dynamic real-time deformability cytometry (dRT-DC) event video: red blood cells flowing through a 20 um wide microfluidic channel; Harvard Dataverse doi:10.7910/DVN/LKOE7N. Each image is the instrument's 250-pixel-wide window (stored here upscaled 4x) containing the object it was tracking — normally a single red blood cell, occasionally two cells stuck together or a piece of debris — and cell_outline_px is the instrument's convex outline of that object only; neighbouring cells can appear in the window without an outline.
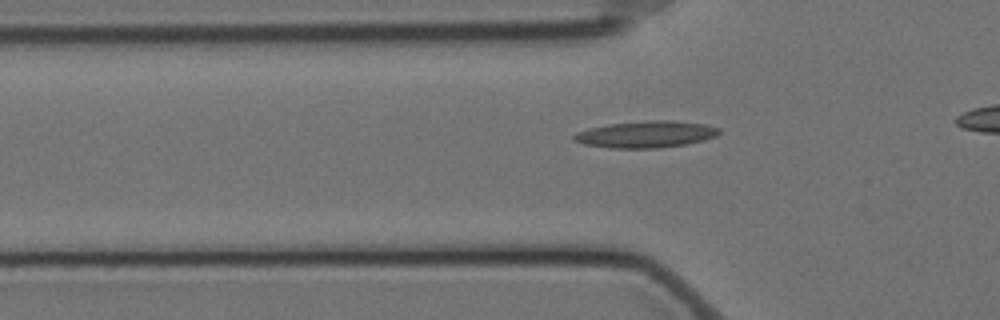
{"species": "Egyptian fruit bat (a non-hibernating species)", "species_latin": "Rousettus aegyptiacus", "temperature_condition": "cold", "stored_images_in_passage": 42, "camera_frame_rate_fps": 3000, "um_per_image_px": 0.085, "animal": {"sex": "female"}, "frame": {"image": 1, "passage_image": 14, "time_ms": 4.333, "image_size_px": [1000, 320], "cell_outline_px": [[720, 132], [716, 136], [704, 140], [684, 144], [660, 148], [612, 148], [584, 144], [572, 140], [572, 136], [576, 132], [608, 124], [652, 120], [672, 120], [704, 124], [720, 128]], "centroid_in_image_um": [54.91, 11.42], "position_along_channel_um": 70.9, "area_um2": 22.48}}
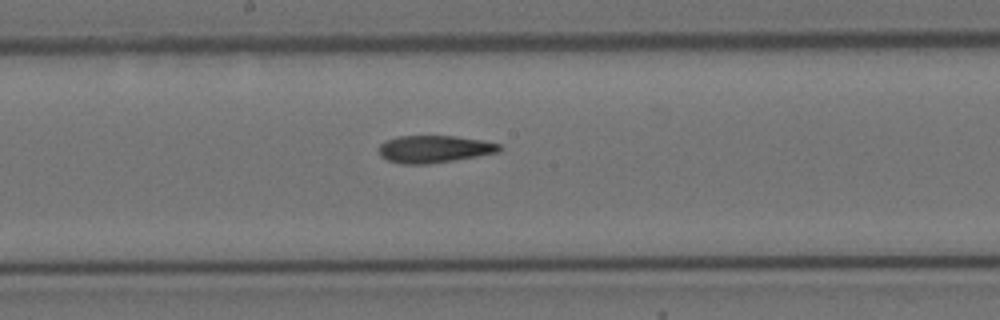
{"frame": {"image": 2, "passage_image": 26, "time_ms": 8.333, "image_size_px": [1000, 320], "cell_outline_px": [[500, 152], [428, 164], [404, 164], [388, 160], [380, 156], [380, 144], [384, 140], [396, 136], [456, 136], [484, 140], [500, 144]], "centroid_in_image_um": [36.9, 12.66], "position_along_channel_um": 211.3, "area_um2": 19.13}}
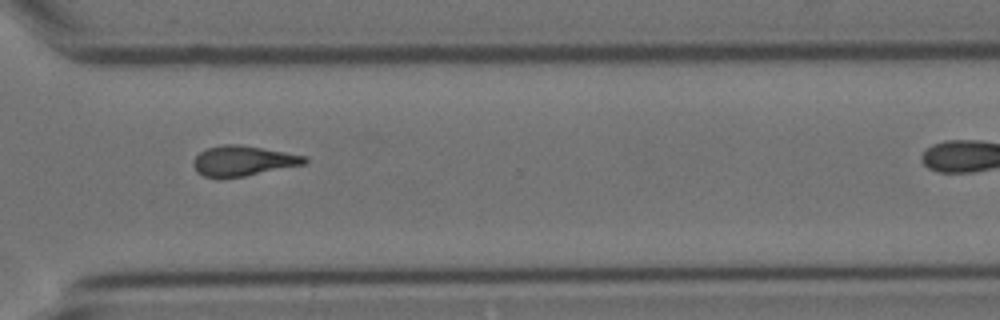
{"frame": {"image": 3, "passage_image": 38, "time_ms": 12.333, "image_size_px": [1000, 320], "cell_outline_px": [[308, 164], [244, 176], [204, 176], [196, 172], [192, 164], [192, 160], [200, 152], [208, 148], [224, 144], [236, 144], [284, 152], [304, 156], [308, 160]], "centroid_in_image_um": [20.66, 13.67], "position_along_channel_um": 349.9, "area_um2": 19.19}}